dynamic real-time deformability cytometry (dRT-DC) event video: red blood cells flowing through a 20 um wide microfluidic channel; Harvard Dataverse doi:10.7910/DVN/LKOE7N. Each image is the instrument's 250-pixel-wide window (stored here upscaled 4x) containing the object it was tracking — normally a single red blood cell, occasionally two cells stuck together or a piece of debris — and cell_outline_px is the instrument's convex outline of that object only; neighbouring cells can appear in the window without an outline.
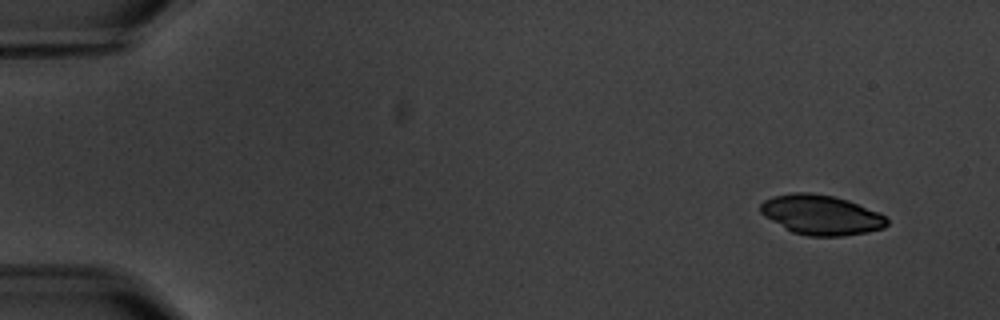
{"species": "common noctule bat (a hibernating species)", "species_latin": "Nyctalus noctula", "temperature_condition": "warm", "stored_images_in_passage": 6, "camera_frame_rate_fps": 3000, "um_per_image_px": 0.085, "animal": {"sex": "male", "body_mass_g": 20.1, "forearm_length_mm": 53.5}, "frame": {"image": 1, "passage_image": 1, "time_ms": 0.0, "image_size_px": [1000, 320], "cell_outline_px": [[888, 224], [884, 228], [868, 232], [840, 236], [808, 236], [792, 232], [764, 216], [760, 212], [760, 204], [764, 200], [772, 196], [792, 192], [812, 192], [832, 196], [848, 200], [880, 212], [888, 216]], "centroid_in_image_um": [69.81, 18.26], "position_along_channel_um": 15.2, "area_um2": 29.59}}